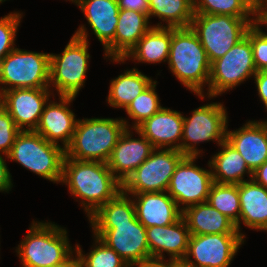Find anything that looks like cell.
Segmentation results:
<instances>
[{
	"label": "cell",
	"mask_w": 267,
	"mask_h": 267,
	"mask_svg": "<svg viewBox=\"0 0 267 267\" xmlns=\"http://www.w3.org/2000/svg\"><path fill=\"white\" fill-rule=\"evenodd\" d=\"M221 151L210 157L208 167L212 170L213 181L218 184H240L252 179L246 161L226 140L220 145ZM247 174L246 180L244 179Z\"/></svg>",
	"instance_id": "cell-26"
},
{
	"label": "cell",
	"mask_w": 267,
	"mask_h": 267,
	"mask_svg": "<svg viewBox=\"0 0 267 267\" xmlns=\"http://www.w3.org/2000/svg\"><path fill=\"white\" fill-rule=\"evenodd\" d=\"M172 27H165L162 22L153 25L123 59H109L116 63L126 60L139 63L156 64L167 62L169 58ZM133 58V59H132Z\"/></svg>",
	"instance_id": "cell-23"
},
{
	"label": "cell",
	"mask_w": 267,
	"mask_h": 267,
	"mask_svg": "<svg viewBox=\"0 0 267 267\" xmlns=\"http://www.w3.org/2000/svg\"><path fill=\"white\" fill-rule=\"evenodd\" d=\"M76 97L59 96V102L49 100L35 131L48 142L59 145L65 150L71 143L77 120L69 105ZM63 144V145H62Z\"/></svg>",
	"instance_id": "cell-16"
},
{
	"label": "cell",
	"mask_w": 267,
	"mask_h": 267,
	"mask_svg": "<svg viewBox=\"0 0 267 267\" xmlns=\"http://www.w3.org/2000/svg\"><path fill=\"white\" fill-rule=\"evenodd\" d=\"M254 83L261 102H263L267 111V71H259L254 75Z\"/></svg>",
	"instance_id": "cell-39"
},
{
	"label": "cell",
	"mask_w": 267,
	"mask_h": 267,
	"mask_svg": "<svg viewBox=\"0 0 267 267\" xmlns=\"http://www.w3.org/2000/svg\"><path fill=\"white\" fill-rule=\"evenodd\" d=\"M20 131L10 114L0 104V154L5 157L9 154Z\"/></svg>",
	"instance_id": "cell-37"
},
{
	"label": "cell",
	"mask_w": 267,
	"mask_h": 267,
	"mask_svg": "<svg viewBox=\"0 0 267 267\" xmlns=\"http://www.w3.org/2000/svg\"><path fill=\"white\" fill-rule=\"evenodd\" d=\"M120 9L143 12L148 15L149 5L147 0H117Z\"/></svg>",
	"instance_id": "cell-40"
},
{
	"label": "cell",
	"mask_w": 267,
	"mask_h": 267,
	"mask_svg": "<svg viewBox=\"0 0 267 267\" xmlns=\"http://www.w3.org/2000/svg\"><path fill=\"white\" fill-rule=\"evenodd\" d=\"M49 78L50 53L15 47L0 62V94L10 89L50 88Z\"/></svg>",
	"instance_id": "cell-8"
},
{
	"label": "cell",
	"mask_w": 267,
	"mask_h": 267,
	"mask_svg": "<svg viewBox=\"0 0 267 267\" xmlns=\"http://www.w3.org/2000/svg\"><path fill=\"white\" fill-rule=\"evenodd\" d=\"M6 157L53 183L62 180L65 150L61 145L48 142L36 131H20Z\"/></svg>",
	"instance_id": "cell-6"
},
{
	"label": "cell",
	"mask_w": 267,
	"mask_h": 267,
	"mask_svg": "<svg viewBox=\"0 0 267 267\" xmlns=\"http://www.w3.org/2000/svg\"><path fill=\"white\" fill-rule=\"evenodd\" d=\"M74 251L66 228L54 222L34 220L15 250L22 267H53L66 260Z\"/></svg>",
	"instance_id": "cell-4"
},
{
	"label": "cell",
	"mask_w": 267,
	"mask_h": 267,
	"mask_svg": "<svg viewBox=\"0 0 267 267\" xmlns=\"http://www.w3.org/2000/svg\"><path fill=\"white\" fill-rule=\"evenodd\" d=\"M152 82L151 77L144 75L137 68L124 70L122 74L110 81L106 100L111 107L125 110Z\"/></svg>",
	"instance_id": "cell-28"
},
{
	"label": "cell",
	"mask_w": 267,
	"mask_h": 267,
	"mask_svg": "<svg viewBox=\"0 0 267 267\" xmlns=\"http://www.w3.org/2000/svg\"><path fill=\"white\" fill-rule=\"evenodd\" d=\"M114 37V59H123L153 27L146 13L120 9Z\"/></svg>",
	"instance_id": "cell-27"
},
{
	"label": "cell",
	"mask_w": 267,
	"mask_h": 267,
	"mask_svg": "<svg viewBox=\"0 0 267 267\" xmlns=\"http://www.w3.org/2000/svg\"><path fill=\"white\" fill-rule=\"evenodd\" d=\"M193 1L195 14L229 15L240 18H258L259 15L245 0Z\"/></svg>",
	"instance_id": "cell-32"
},
{
	"label": "cell",
	"mask_w": 267,
	"mask_h": 267,
	"mask_svg": "<svg viewBox=\"0 0 267 267\" xmlns=\"http://www.w3.org/2000/svg\"><path fill=\"white\" fill-rule=\"evenodd\" d=\"M75 5L103 45L104 58L114 59V37L120 11L117 0H75Z\"/></svg>",
	"instance_id": "cell-17"
},
{
	"label": "cell",
	"mask_w": 267,
	"mask_h": 267,
	"mask_svg": "<svg viewBox=\"0 0 267 267\" xmlns=\"http://www.w3.org/2000/svg\"><path fill=\"white\" fill-rule=\"evenodd\" d=\"M185 155L177 149L155 148L122 183L126 194L167 191L171 177Z\"/></svg>",
	"instance_id": "cell-12"
},
{
	"label": "cell",
	"mask_w": 267,
	"mask_h": 267,
	"mask_svg": "<svg viewBox=\"0 0 267 267\" xmlns=\"http://www.w3.org/2000/svg\"><path fill=\"white\" fill-rule=\"evenodd\" d=\"M125 118L78 119L65 156L78 161L107 163L120 136L130 129Z\"/></svg>",
	"instance_id": "cell-3"
},
{
	"label": "cell",
	"mask_w": 267,
	"mask_h": 267,
	"mask_svg": "<svg viewBox=\"0 0 267 267\" xmlns=\"http://www.w3.org/2000/svg\"><path fill=\"white\" fill-rule=\"evenodd\" d=\"M174 267H192L184 263L183 261H174Z\"/></svg>",
	"instance_id": "cell-46"
},
{
	"label": "cell",
	"mask_w": 267,
	"mask_h": 267,
	"mask_svg": "<svg viewBox=\"0 0 267 267\" xmlns=\"http://www.w3.org/2000/svg\"><path fill=\"white\" fill-rule=\"evenodd\" d=\"M196 159L198 156H185L179 162L167 189V193L176 201L181 211L207 202L214 183L212 170L197 166Z\"/></svg>",
	"instance_id": "cell-13"
},
{
	"label": "cell",
	"mask_w": 267,
	"mask_h": 267,
	"mask_svg": "<svg viewBox=\"0 0 267 267\" xmlns=\"http://www.w3.org/2000/svg\"><path fill=\"white\" fill-rule=\"evenodd\" d=\"M88 34L85 24L80 25L61 54L50 53L49 86L58 96L77 97L85 84L90 60Z\"/></svg>",
	"instance_id": "cell-5"
},
{
	"label": "cell",
	"mask_w": 267,
	"mask_h": 267,
	"mask_svg": "<svg viewBox=\"0 0 267 267\" xmlns=\"http://www.w3.org/2000/svg\"><path fill=\"white\" fill-rule=\"evenodd\" d=\"M256 73L251 42L245 36L223 57L210 64L208 92L196 96L204 99L208 95L207 98L213 99L254 77Z\"/></svg>",
	"instance_id": "cell-9"
},
{
	"label": "cell",
	"mask_w": 267,
	"mask_h": 267,
	"mask_svg": "<svg viewBox=\"0 0 267 267\" xmlns=\"http://www.w3.org/2000/svg\"><path fill=\"white\" fill-rule=\"evenodd\" d=\"M148 18L158 17L165 27H189L194 17L193 0H151Z\"/></svg>",
	"instance_id": "cell-29"
},
{
	"label": "cell",
	"mask_w": 267,
	"mask_h": 267,
	"mask_svg": "<svg viewBox=\"0 0 267 267\" xmlns=\"http://www.w3.org/2000/svg\"><path fill=\"white\" fill-rule=\"evenodd\" d=\"M150 261H182L187 253L190 232L186 221L181 217L167 226L146 228ZM169 260H166L164 253Z\"/></svg>",
	"instance_id": "cell-18"
},
{
	"label": "cell",
	"mask_w": 267,
	"mask_h": 267,
	"mask_svg": "<svg viewBox=\"0 0 267 267\" xmlns=\"http://www.w3.org/2000/svg\"><path fill=\"white\" fill-rule=\"evenodd\" d=\"M190 235L240 234L236 224L208 202L187 207L182 211Z\"/></svg>",
	"instance_id": "cell-25"
},
{
	"label": "cell",
	"mask_w": 267,
	"mask_h": 267,
	"mask_svg": "<svg viewBox=\"0 0 267 267\" xmlns=\"http://www.w3.org/2000/svg\"><path fill=\"white\" fill-rule=\"evenodd\" d=\"M226 141L231 144L253 173L267 161V121H248L237 130L227 127Z\"/></svg>",
	"instance_id": "cell-20"
},
{
	"label": "cell",
	"mask_w": 267,
	"mask_h": 267,
	"mask_svg": "<svg viewBox=\"0 0 267 267\" xmlns=\"http://www.w3.org/2000/svg\"><path fill=\"white\" fill-rule=\"evenodd\" d=\"M190 117L183 115V131L180 152L185 156H200V142L215 141L218 146L226 140L228 117L220 102L207 103L193 110Z\"/></svg>",
	"instance_id": "cell-10"
},
{
	"label": "cell",
	"mask_w": 267,
	"mask_h": 267,
	"mask_svg": "<svg viewBox=\"0 0 267 267\" xmlns=\"http://www.w3.org/2000/svg\"><path fill=\"white\" fill-rule=\"evenodd\" d=\"M50 90V88L10 89L0 94V104L21 131H35L45 105L53 94Z\"/></svg>",
	"instance_id": "cell-15"
},
{
	"label": "cell",
	"mask_w": 267,
	"mask_h": 267,
	"mask_svg": "<svg viewBox=\"0 0 267 267\" xmlns=\"http://www.w3.org/2000/svg\"><path fill=\"white\" fill-rule=\"evenodd\" d=\"M155 148L180 151L183 115L176 110L162 107L136 128Z\"/></svg>",
	"instance_id": "cell-21"
},
{
	"label": "cell",
	"mask_w": 267,
	"mask_h": 267,
	"mask_svg": "<svg viewBox=\"0 0 267 267\" xmlns=\"http://www.w3.org/2000/svg\"><path fill=\"white\" fill-rule=\"evenodd\" d=\"M76 254L75 256L73 254ZM66 260L54 265L53 267H81L80 259L76 251H74Z\"/></svg>",
	"instance_id": "cell-42"
},
{
	"label": "cell",
	"mask_w": 267,
	"mask_h": 267,
	"mask_svg": "<svg viewBox=\"0 0 267 267\" xmlns=\"http://www.w3.org/2000/svg\"><path fill=\"white\" fill-rule=\"evenodd\" d=\"M262 9H267V0H262Z\"/></svg>",
	"instance_id": "cell-47"
},
{
	"label": "cell",
	"mask_w": 267,
	"mask_h": 267,
	"mask_svg": "<svg viewBox=\"0 0 267 267\" xmlns=\"http://www.w3.org/2000/svg\"><path fill=\"white\" fill-rule=\"evenodd\" d=\"M12 176L4 159V155L0 154V192H9L13 187Z\"/></svg>",
	"instance_id": "cell-38"
},
{
	"label": "cell",
	"mask_w": 267,
	"mask_h": 267,
	"mask_svg": "<svg viewBox=\"0 0 267 267\" xmlns=\"http://www.w3.org/2000/svg\"><path fill=\"white\" fill-rule=\"evenodd\" d=\"M156 85L157 81L154 80L125 109L128 117L134 121L130 128L136 129L141 123L163 107L160 104L159 96L155 90Z\"/></svg>",
	"instance_id": "cell-33"
},
{
	"label": "cell",
	"mask_w": 267,
	"mask_h": 267,
	"mask_svg": "<svg viewBox=\"0 0 267 267\" xmlns=\"http://www.w3.org/2000/svg\"><path fill=\"white\" fill-rule=\"evenodd\" d=\"M140 267H174V261H150Z\"/></svg>",
	"instance_id": "cell-43"
},
{
	"label": "cell",
	"mask_w": 267,
	"mask_h": 267,
	"mask_svg": "<svg viewBox=\"0 0 267 267\" xmlns=\"http://www.w3.org/2000/svg\"><path fill=\"white\" fill-rule=\"evenodd\" d=\"M61 183L67 184L69 193L81 199V206L89 218L103 204L122 191V183L100 161H78L64 157Z\"/></svg>",
	"instance_id": "cell-1"
},
{
	"label": "cell",
	"mask_w": 267,
	"mask_h": 267,
	"mask_svg": "<svg viewBox=\"0 0 267 267\" xmlns=\"http://www.w3.org/2000/svg\"><path fill=\"white\" fill-rule=\"evenodd\" d=\"M168 67L188 90L204 95L208 87L210 62L205 49L191 27H172Z\"/></svg>",
	"instance_id": "cell-2"
},
{
	"label": "cell",
	"mask_w": 267,
	"mask_h": 267,
	"mask_svg": "<svg viewBox=\"0 0 267 267\" xmlns=\"http://www.w3.org/2000/svg\"><path fill=\"white\" fill-rule=\"evenodd\" d=\"M22 17L23 13L14 11L0 18V62L15 48Z\"/></svg>",
	"instance_id": "cell-35"
},
{
	"label": "cell",
	"mask_w": 267,
	"mask_h": 267,
	"mask_svg": "<svg viewBox=\"0 0 267 267\" xmlns=\"http://www.w3.org/2000/svg\"><path fill=\"white\" fill-rule=\"evenodd\" d=\"M132 130L126 128L122 133L107 162L108 168L121 183L155 150L151 142L137 129L134 130L139 138L132 137Z\"/></svg>",
	"instance_id": "cell-19"
},
{
	"label": "cell",
	"mask_w": 267,
	"mask_h": 267,
	"mask_svg": "<svg viewBox=\"0 0 267 267\" xmlns=\"http://www.w3.org/2000/svg\"><path fill=\"white\" fill-rule=\"evenodd\" d=\"M252 180L267 189V161L252 173Z\"/></svg>",
	"instance_id": "cell-41"
},
{
	"label": "cell",
	"mask_w": 267,
	"mask_h": 267,
	"mask_svg": "<svg viewBox=\"0 0 267 267\" xmlns=\"http://www.w3.org/2000/svg\"><path fill=\"white\" fill-rule=\"evenodd\" d=\"M136 217L135 205L128 194L121 191L115 198L103 204L89 219V223L130 222Z\"/></svg>",
	"instance_id": "cell-30"
},
{
	"label": "cell",
	"mask_w": 267,
	"mask_h": 267,
	"mask_svg": "<svg viewBox=\"0 0 267 267\" xmlns=\"http://www.w3.org/2000/svg\"><path fill=\"white\" fill-rule=\"evenodd\" d=\"M128 195L133 199L137 220L146 228L167 226L182 217V211L167 191Z\"/></svg>",
	"instance_id": "cell-22"
},
{
	"label": "cell",
	"mask_w": 267,
	"mask_h": 267,
	"mask_svg": "<svg viewBox=\"0 0 267 267\" xmlns=\"http://www.w3.org/2000/svg\"><path fill=\"white\" fill-rule=\"evenodd\" d=\"M207 202L239 227V184L213 183Z\"/></svg>",
	"instance_id": "cell-31"
},
{
	"label": "cell",
	"mask_w": 267,
	"mask_h": 267,
	"mask_svg": "<svg viewBox=\"0 0 267 267\" xmlns=\"http://www.w3.org/2000/svg\"><path fill=\"white\" fill-rule=\"evenodd\" d=\"M258 14L262 11V0H245Z\"/></svg>",
	"instance_id": "cell-44"
},
{
	"label": "cell",
	"mask_w": 267,
	"mask_h": 267,
	"mask_svg": "<svg viewBox=\"0 0 267 267\" xmlns=\"http://www.w3.org/2000/svg\"><path fill=\"white\" fill-rule=\"evenodd\" d=\"M258 20L260 23L267 26V9H262V11L258 15Z\"/></svg>",
	"instance_id": "cell-45"
},
{
	"label": "cell",
	"mask_w": 267,
	"mask_h": 267,
	"mask_svg": "<svg viewBox=\"0 0 267 267\" xmlns=\"http://www.w3.org/2000/svg\"><path fill=\"white\" fill-rule=\"evenodd\" d=\"M95 237L121 256L130 267L150 262L146 227L135 217L130 222L90 223Z\"/></svg>",
	"instance_id": "cell-11"
},
{
	"label": "cell",
	"mask_w": 267,
	"mask_h": 267,
	"mask_svg": "<svg viewBox=\"0 0 267 267\" xmlns=\"http://www.w3.org/2000/svg\"><path fill=\"white\" fill-rule=\"evenodd\" d=\"M94 237L95 243L89 253L84 254L79 244L75 245V251L80 259L81 267H130L113 249L109 248L98 237Z\"/></svg>",
	"instance_id": "cell-34"
},
{
	"label": "cell",
	"mask_w": 267,
	"mask_h": 267,
	"mask_svg": "<svg viewBox=\"0 0 267 267\" xmlns=\"http://www.w3.org/2000/svg\"><path fill=\"white\" fill-rule=\"evenodd\" d=\"M240 218L237 231L241 232V223L247 228L267 231V189L252 179L239 184ZM242 221V222H241Z\"/></svg>",
	"instance_id": "cell-24"
},
{
	"label": "cell",
	"mask_w": 267,
	"mask_h": 267,
	"mask_svg": "<svg viewBox=\"0 0 267 267\" xmlns=\"http://www.w3.org/2000/svg\"><path fill=\"white\" fill-rule=\"evenodd\" d=\"M244 238V234L190 235L182 261L192 267H229Z\"/></svg>",
	"instance_id": "cell-14"
},
{
	"label": "cell",
	"mask_w": 267,
	"mask_h": 267,
	"mask_svg": "<svg viewBox=\"0 0 267 267\" xmlns=\"http://www.w3.org/2000/svg\"><path fill=\"white\" fill-rule=\"evenodd\" d=\"M258 18L194 14L190 27L206 51L210 64L223 57L246 36Z\"/></svg>",
	"instance_id": "cell-7"
},
{
	"label": "cell",
	"mask_w": 267,
	"mask_h": 267,
	"mask_svg": "<svg viewBox=\"0 0 267 267\" xmlns=\"http://www.w3.org/2000/svg\"><path fill=\"white\" fill-rule=\"evenodd\" d=\"M258 20L247 30L246 36L251 42L254 64L257 72L267 71V33L260 28Z\"/></svg>",
	"instance_id": "cell-36"
}]
</instances>
